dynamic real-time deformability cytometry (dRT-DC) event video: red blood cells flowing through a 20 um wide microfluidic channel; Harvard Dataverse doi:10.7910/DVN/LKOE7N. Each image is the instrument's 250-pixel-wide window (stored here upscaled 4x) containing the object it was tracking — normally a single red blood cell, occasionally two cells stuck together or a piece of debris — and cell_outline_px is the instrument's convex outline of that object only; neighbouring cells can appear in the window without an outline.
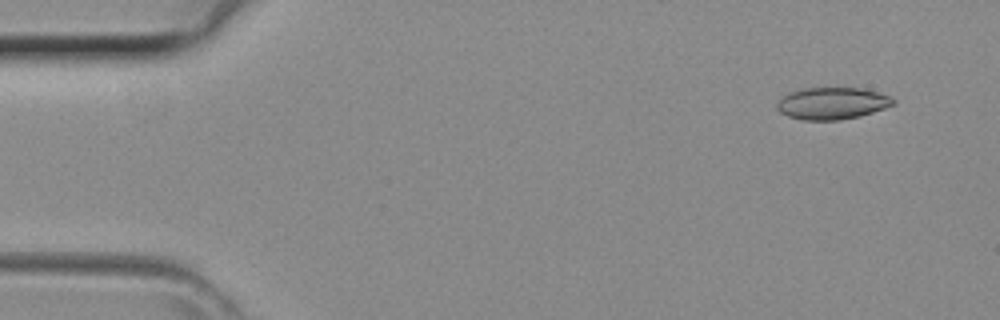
{"species": "common noctule bat (a hibernating species)", "species_latin": "Nyctalus noctula", "temperature_condition": "room temperature", "stored_images_in_passage": 41, "camera_frame_rate_fps": 3000, "um_per_image_px": 0.085, "animal": {"sex": "female", "body_mass_g": 29.2, "forearm_length_mm": 56.3}, "frame": {"image": 1, "passage_image": 1, "time_ms": 0.0, "image_size_px": [1000, 320], "cell_outline_px": [[896, 104], [860, 116], [840, 120], [800, 120], [788, 116], [780, 112], [776, 108], [776, 104], [788, 92], [800, 88], [860, 88], [876, 92], [888, 96], [896, 100]], "centroid_in_image_um": [70.71, 8.79], "position_along_channel_um": 14.3, "area_um2": 21.68}}
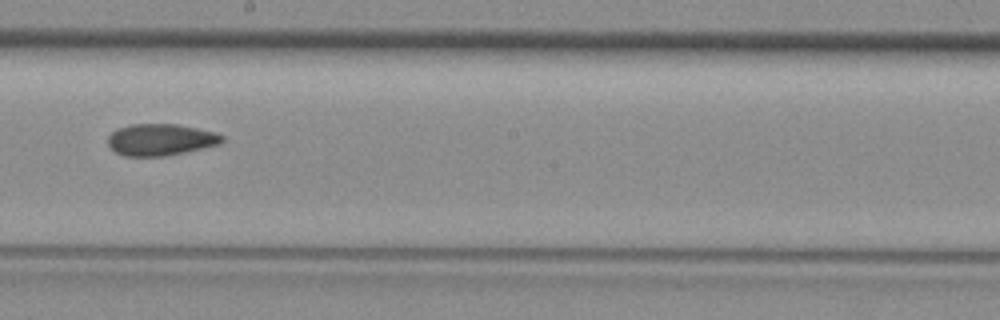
{"frame": {"image": 2, "passage_image": 22, "time_ms": 7.0, "image_size_px": [1000, 320], "cell_outline_px": [[224, 140], [216, 144], [184, 152], [164, 156], [124, 156], [116, 152], [108, 144], [108, 136], [116, 128], [132, 124], [176, 124], [216, 132], [224, 136]], "centroid_in_image_um": [13.61, 11.86], "position_along_channel_um": 234.6, "area_um2": 20.87}}
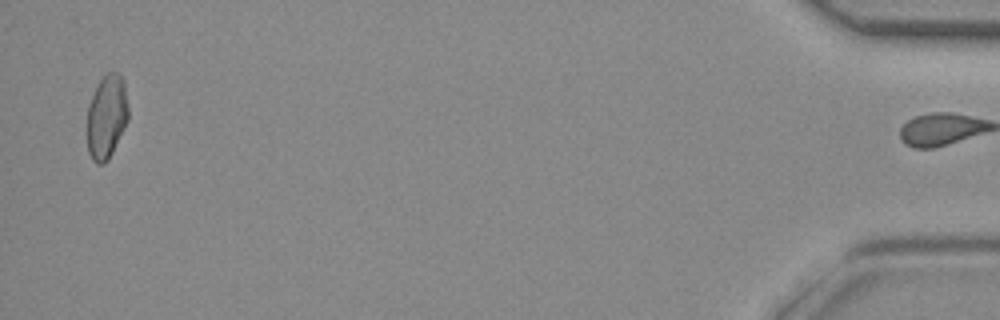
{"frame": {"image": 3, "passage_image": 40, "time_ms": 13.0, "image_size_px": [1000, 320], "cell_outline_px": [[128, 120], [108, 160], [104, 164], [96, 164], [92, 160], [88, 152], [88, 104], [100, 80], [108, 72], [116, 72], [124, 80], [128, 108]], "centroid_in_image_um": [9.07, 9.94], "position_along_channel_um": 426.1, "area_um2": 19.94}}